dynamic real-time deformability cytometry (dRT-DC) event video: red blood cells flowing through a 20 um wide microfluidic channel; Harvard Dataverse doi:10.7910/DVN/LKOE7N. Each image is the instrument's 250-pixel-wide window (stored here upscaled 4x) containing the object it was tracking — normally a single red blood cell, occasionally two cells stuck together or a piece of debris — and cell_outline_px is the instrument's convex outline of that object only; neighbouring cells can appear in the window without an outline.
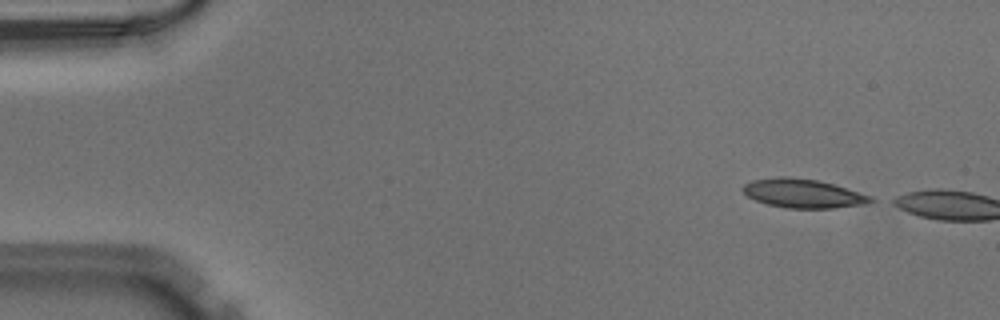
{"species": "Egyptian fruit bat (a non-hibernating species)", "species_latin": "Rousettus aegyptiacus", "temperature_condition": "warm", "stored_images_in_passage": 6, "camera_frame_rate_fps": 3000, "um_per_image_px": 0.085, "animal": {"sex": "male"}, "frame": {"image": 1, "passage_image": 2, "time_ms": 0.333, "image_size_px": [1000, 320], "cell_outline_px": [[876, 200], [864, 204], [832, 208], [784, 208], [768, 204], [756, 200], [748, 196], [740, 188], [744, 184], [752, 180], [776, 176], [788, 176], [816, 180], [832, 184], [872, 196]], "centroid_in_image_um": [68.22, 16.43], "position_along_channel_um": 16.8, "area_um2": 21.44}}